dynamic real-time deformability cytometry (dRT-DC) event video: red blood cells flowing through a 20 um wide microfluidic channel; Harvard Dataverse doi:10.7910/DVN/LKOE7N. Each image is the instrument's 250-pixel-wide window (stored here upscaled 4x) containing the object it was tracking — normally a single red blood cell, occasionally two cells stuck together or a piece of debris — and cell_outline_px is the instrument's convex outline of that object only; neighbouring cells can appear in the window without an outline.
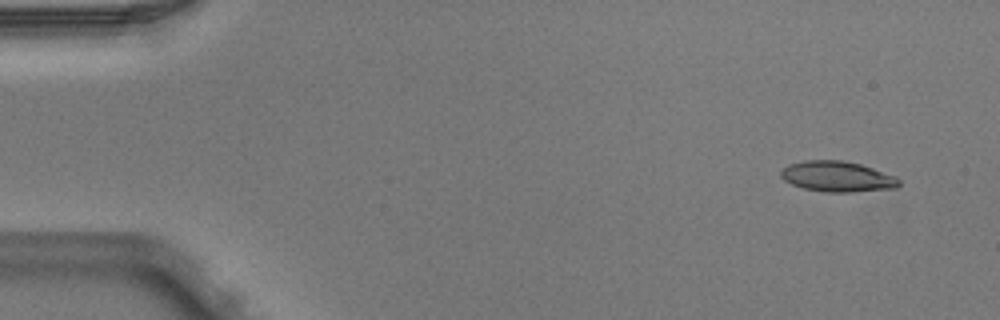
{"species": "Egyptian fruit bat (a non-hibernating species)", "species_latin": "Rousettus aegyptiacus", "temperature_condition": "warm", "stored_images_in_passage": 5, "camera_frame_rate_fps": 3000, "um_per_image_px": 0.085, "animal": {"sex": "male"}, "frame": {"image": 1, "passage_image": 1, "time_ms": 0.0, "image_size_px": [1000, 320], "cell_outline_px": [[900, 184], [896, 188], [852, 192], [824, 192], [804, 188], [792, 184], [784, 180], [780, 176], [780, 172], [788, 164], [804, 160], [844, 160], [860, 164], [896, 176], [900, 180]], "centroid_in_image_um": [71.17, 15.0], "position_along_channel_um": 13.8, "area_um2": 21.1}}
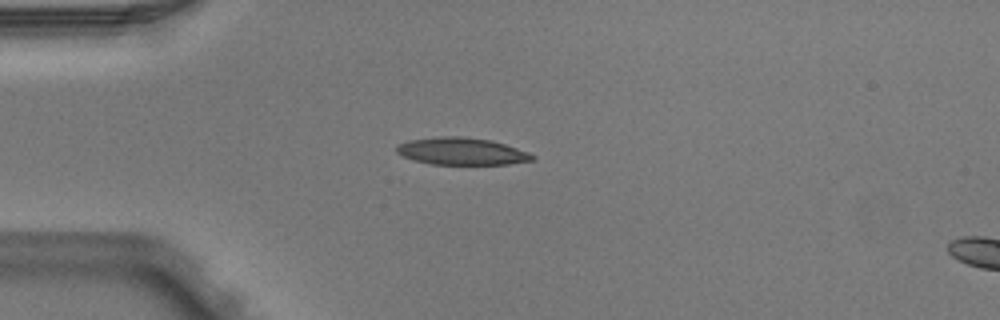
{"frame": {"image": 2, "passage_image": 4, "time_ms": 1.0, "image_size_px": [1000, 320], "cell_outline_px": [[536, 160], [508, 164], [432, 164], [416, 160], [404, 156], [396, 152], [396, 148], [400, 144], [408, 140], [440, 136], [460, 136], [488, 140], [504, 144], [528, 152], [536, 156]], "centroid_in_image_um": [39.27, 12.86], "position_along_channel_um": 45.7, "area_um2": 21.27}}